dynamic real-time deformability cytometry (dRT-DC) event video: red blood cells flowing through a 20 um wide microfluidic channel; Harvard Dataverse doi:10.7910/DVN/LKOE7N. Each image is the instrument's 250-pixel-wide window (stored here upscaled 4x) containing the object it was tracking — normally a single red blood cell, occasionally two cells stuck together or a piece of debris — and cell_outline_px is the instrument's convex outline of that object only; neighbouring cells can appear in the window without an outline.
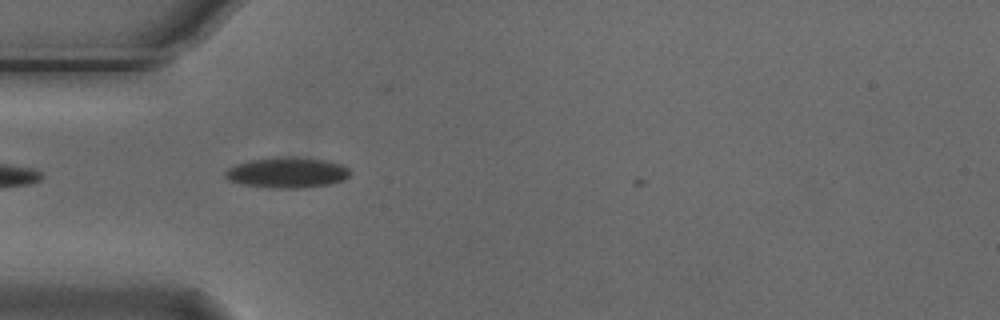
{"species": "Egyptian fruit bat (a non-hibernating species)", "species_latin": "Rousettus aegyptiacus", "temperature_condition": "cold", "stored_images_in_passage": 4, "camera_frame_rate_fps": 3000, "um_per_image_px": 0.085, "animal": {"sex": "male"}, "frame": {"image": 1, "passage_image": 3, "time_ms": 0.667, "image_size_px": [1000, 320], "cell_outline_px": [[348, 176], [344, 180], [332, 184], [300, 188], [272, 188], [244, 184], [228, 180], [224, 176], [224, 172], [228, 168], [236, 164], [248, 160], [276, 156], [296, 156], [328, 160], [344, 164], [348, 168]], "centroid_in_image_um": [24.42, 14.65], "position_along_channel_um": 60.6, "area_um2": 22.66}}
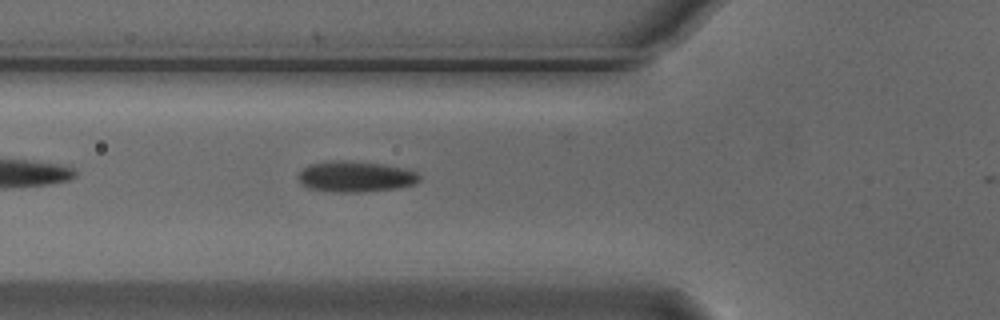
{"frame": {"image": 2, "passage_image": 4, "time_ms": 1.0, "image_size_px": [1000, 320], "cell_outline_px": [[420, 180], [412, 184], [400, 188], [360, 192], [332, 192], [308, 188], [300, 184], [296, 176], [308, 164], [328, 160], [344, 160], [384, 164], [408, 168], [416, 172], [420, 176]], "centroid_in_image_um": [30.19, 15.0], "position_along_channel_um": 95.6, "area_um2": 22.2}}